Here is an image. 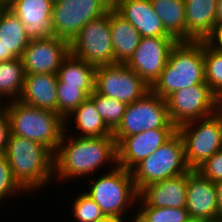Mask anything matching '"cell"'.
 Listing matches in <instances>:
<instances>
[{"instance_id": "6da1fadb", "label": "cell", "mask_w": 222, "mask_h": 222, "mask_svg": "<svg viewBox=\"0 0 222 222\" xmlns=\"http://www.w3.org/2000/svg\"><path fill=\"white\" fill-rule=\"evenodd\" d=\"M67 130L65 128L54 154V178L57 181L88 177L109 163L118 166L117 143L113 136L74 138L67 137Z\"/></svg>"}, {"instance_id": "7a4b0ae2", "label": "cell", "mask_w": 222, "mask_h": 222, "mask_svg": "<svg viewBox=\"0 0 222 222\" xmlns=\"http://www.w3.org/2000/svg\"><path fill=\"white\" fill-rule=\"evenodd\" d=\"M4 155L14 178L28 193L54 180V153L44 145L9 134Z\"/></svg>"}, {"instance_id": "3957f363", "label": "cell", "mask_w": 222, "mask_h": 222, "mask_svg": "<svg viewBox=\"0 0 222 222\" xmlns=\"http://www.w3.org/2000/svg\"><path fill=\"white\" fill-rule=\"evenodd\" d=\"M204 41H177L151 91L164 100L172 93L205 81Z\"/></svg>"}, {"instance_id": "277c9868", "label": "cell", "mask_w": 222, "mask_h": 222, "mask_svg": "<svg viewBox=\"0 0 222 222\" xmlns=\"http://www.w3.org/2000/svg\"><path fill=\"white\" fill-rule=\"evenodd\" d=\"M4 105L10 134L36 141L56 153L65 131V120L58 113L29 106L19 100Z\"/></svg>"}, {"instance_id": "5b68a950", "label": "cell", "mask_w": 222, "mask_h": 222, "mask_svg": "<svg viewBox=\"0 0 222 222\" xmlns=\"http://www.w3.org/2000/svg\"><path fill=\"white\" fill-rule=\"evenodd\" d=\"M96 181L89 183L85 193L101 208L105 216H116L124 219L126 211L137 203V191L132 173L125 168L113 166ZM125 213V215H124Z\"/></svg>"}, {"instance_id": "8992f818", "label": "cell", "mask_w": 222, "mask_h": 222, "mask_svg": "<svg viewBox=\"0 0 222 222\" xmlns=\"http://www.w3.org/2000/svg\"><path fill=\"white\" fill-rule=\"evenodd\" d=\"M190 170L185 159L183 140L177 132L169 141L137 164L131 173L139 192L147 185L188 173Z\"/></svg>"}, {"instance_id": "52a82bcc", "label": "cell", "mask_w": 222, "mask_h": 222, "mask_svg": "<svg viewBox=\"0 0 222 222\" xmlns=\"http://www.w3.org/2000/svg\"><path fill=\"white\" fill-rule=\"evenodd\" d=\"M184 143L185 159L196 170L214 153L222 149V112L177 127Z\"/></svg>"}, {"instance_id": "ba28073f", "label": "cell", "mask_w": 222, "mask_h": 222, "mask_svg": "<svg viewBox=\"0 0 222 222\" xmlns=\"http://www.w3.org/2000/svg\"><path fill=\"white\" fill-rule=\"evenodd\" d=\"M157 128L177 127L170 120L166 101L149 91L143 98L127 104L113 138L118 143L123 137Z\"/></svg>"}, {"instance_id": "9c48e42d", "label": "cell", "mask_w": 222, "mask_h": 222, "mask_svg": "<svg viewBox=\"0 0 222 222\" xmlns=\"http://www.w3.org/2000/svg\"><path fill=\"white\" fill-rule=\"evenodd\" d=\"M70 54L98 67L114 64L110 10L83 26L69 43Z\"/></svg>"}, {"instance_id": "30bf717a", "label": "cell", "mask_w": 222, "mask_h": 222, "mask_svg": "<svg viewBox=\"0 0 222 222\" xmlns=\"http://www.w3.org/2000/svg\"><path fill=\"white\" fill-rule=\"evenodd\" d=\"M111 8L112 0H59L52 6L55 36L70 43L83 26Z\"/></svg>"}, {"instance_id": "8fae6325", "label": "cell", "mask_w": 222, "mask_h": 222, "mask_svg": "<svg viewBox=\"0 0 222 222\" xmlns=\"http://www.w3.org/2000/svg\"><path fill=\"white\" fill-rule=\"evenodd\" d=\"M94 91L131 104L143 98L151 87L126 64L117 63L96 67Z\"/></svg>"}, {"instance_id": "7c38bea8", "label": "cell", "mask_w": 222, "mask_h": 222, "mask_svg": "<svg viewBox=\"0 0 222 222\" xmlns=\"http://www.w3.org/2000/svg\"><path fill=\"white\" fill-rule=\"evenodd\" d=\"M165 101L170 120L176 127L209 117L219 110V99L205 81L178 90L170 94Z\"/></svg>"}, {"instance_id": "4fadbf2b", "label": "cell", "mask_w": 222, "mask_h": 222, "mask_svg": "<svg viewBox=\"0 0 222 222\" xmlns=\"http://www.w3.org/2000/svg\"><path fill=\"white\" fill-rule=\"evenodd\" d=\"M176 42L174 37H141L139 46L125 64L151 87L165 68Z\"/></svg>"}, {"instance_id": "5bb4252c", "label": "cell", "mask_w": 222, "mask_h": 222, "mask_svg": "<svg viewBox=\"0 0 222 222\" xmlns=\"http://www.w3.org/2000/svg\"><path fill=\"white\" fill-rule=\"evenodd\" d=\"M69 53V42L56 36L31 39L21 56L24 73L56 74Z\"/></svg>"}, {"instance_id": "9a60e30c", "label": "cell", "mask_w": 222, "mask_h": 222, "mask_svg": "<svg viewBox=\"0 0 222 222\" xmlns=\"http://www.w3.org/2000/svg\"><path fill=\"white\" fill-rule=\"evenodd\" d=\"M176 133L177 128H157L123 137L117 143L118 166L131 171Z\"/></svg>"}, {"instance_id": "2e32d148", "label": "cell", "mask_w": 222, "mask_h": 222, "mask_svg": "<svg viewBox=\"0 0 222 222\" xmlns=\"http://www.w3.org/2000/svg\"><path fill=\"white\" fill-rule=\"evenodd\" d=\"M186 210L190 219L200 222L219 220L215 182L203 177L197 170L188 172Z\"/></svg>"}, {"instance_id": "e0dca14e", "label": "cell", "mask_w": 222, "mask_h": 222, "mask_svg": "<svg viewBox=\"0 0 222 222\" xmlns=\"http://www.w3.org/2000/svg\"><path fill=\"white\" fill-rule=\"evenodd\" d=\"M52 6V0H11L6 5L23 23L30 40L55 36Z\"/></svg>"}, {"instance_id": "ac0fdd59", "label": "cell", "mask_w": 222, "mask_h": 222, "mask_svg": "<svg viewBox=\"0 0 222 222\" xmlns=\"http://www.w3.org/2000/svg\"><path fill=\"white\" fill-rule=\"evenodd\" d=\"M112 8L129 21L141 37H172L153 9L151 0H112Z\"/></svg>"}, {"instance_id": "d6986e66", "label": "cell", "mask_w": 222, "mask_h": 222, "mask_svg": "<svg viewBox=\"0 0 222 222\" xmlns=\"http://www.w3.org/2000/svg\"><path fill=\"white\" fill-rule=\"evenodd\" d=\"M188 173L143 187L139 198L149 207L186 208Z\"/></svg>"}, {"instance_id": "ffe728a7", "label": "cell", "mask_w": 222, "mask_h": 222, "mask_svg": "<svg viewBox=\"0 0 222 222\" xmlns=\"http://www.w3.org/2000/svg\"><path fill=\"white\" fill-rule=\"evenodd\" d=\"M186 41H206L216 27L217 0H184Z\"/></svg>"}, {"instance_id": "44dd1931", "label": "cell", "mask_w": 222, "mask_h": 222, "mask_svg": "<svg viewBox=\"0 0 222 222\" xmlns=\"http://www.w3.org/2000/svg\"><path fill=\"white\" fill-rule=\"evenodd\" d=\"M57 83L56 74H25L19 101L57 113Z\"/></svg>"}, {"instance_id": "7402d4cb", "label": "cell", "mask_w": 222, "mask_h": 222, "mask_svg": "<svg viewBox=\"0 0 222 222\" xmlns=\"http://www.w3.org/2000/svg\"><path fill=\"white\" fill-rule=\"evenodd\" d=\"M30 38L23 23L6 6L0 11V43L3 46V61L21 58Z\"/></svg>"}, {"instance_id": "603a6c76", "label": "cell", "mask_w": 222, "mask_h": 222, "mask_svg": "<svg viewBox=\"0 0 222 222\" xmlns=\"http://www.w3.org/2000/svg\"><path fill=\"white\" fill-rule=\"evenodd\" d=\"M110 32L114 51V64H125L139 46L140 33L129 21L110 9Z\"/></svg>"}, {"instance_id": "cb8c5ba5", "label": "cell", "mask_w": 222, "mask_h": 222, "mask_svg": "<svg viewBox=\"0 0 222 222\" xmlns=\"http://www.w3.org/2000/svg\"><path fill=\"white\" fill-rule=\"evenodd\" d=\"M95 69V66L69 53L56 73L57 85L78 86L90 96L94 91Z\"/></svg>"}, {"instance_id": "d4e9b609", "label": "cell", "mask_w": 222, "mask_h": 222, "mask_svg": "<svg viewBox=\"0 0 222 222\" xmlns=\"http://www.w3.org/2000/svg\"><path fill=\"white\" fill-rule=\"evenodd\" d=\"M72 117H74L73 122H75L78 137L113 136V132L107 127L94 102L89 97L68 116L65 120V128L69 127L67 125Z\"/></svg>"}, {"instance_id": "484cf974", "label": "cell", "mask_w": 222, "mask_h": 222, "mask_svg": "<svg viewBox=\"0 0 222 222\" xmlns=\"http://www.w3.org/2000/svg\"><path fill=\"white\" fill-rule=\"evenodd\" d=\"M165 30L177 41H186V15L184 0H151Z\"/></svg>"}, {"instance_id": "4316f807", "label": "cell", "mask_w": 222, "mask_h": 222, "mask_svg": "<svg viewBox=\"0 0 222 222\" xmlns=\"http://www.w3.org/2000/svg\"><path fill=\"white\" fill-rule=\"evenodd\" d=\"M24 77L21 58L0 62V105L5 101L3 98L9 100L4 104L19 100L23 91Z\"/></svg>"}, {"instance_id": "83f0119b", "label": "cell", "mask_w": 222, "mask_h": 222, "mask_svg": "<svg viewBox=\"0 0 222 222\" xmlns=\"http://www.w3.org/2000/svg\"><path fill=\"white\" fill-rule=\"evenodd\" d=\"M203 57L205 82L212 93L220 99L222 97V50L204 41Z\"/></svg>"}, {"instance_id": "f1b7e54d", "label": "cell", "mask_w": 222, "mask_h": 222, "mask_svg": "<svg viewBox=\"0 0 222 222\" xmlns=\"http://www.w3.org/2000/svg\"><path fill=\"white\" fill-rule=\"evenodd\" d=\"M137 201L141 208L132 222H186L190 219L186 208H156L147 206L139 197Z\"/></svg>"}, {"instance_id": "f546056e", "label": "cell", "mask_w": 222, "mask_h": 222, "mask_svg": "<svg viewBox=\"0 0 222 222\" xmlns=\"http://www.w3.org/2000/svg\"><path fill=\"white\" fill-rule=\"evenodd\" d=\"M89 98L94 102L97 111L103 118L107 127L114 132L123 119L127 104L125 102L93 93Z\"/></svg>"}, {"instance_id": "4dcf8cb0", "label": "cell", "mask_w": 222, "mask_h": 222, "mask_svg": "<svg viewBox=\"0 0 222 222\" xmlns=\"http://www.w3.org/2000/svg\"><path fill=\"white\" fill-rule=\"evenodd\" d=\"M88 97L78 86L57 85V113L66 120Z\"/></svg>"}, {"instance_id": "1f68e13d", "label": "cell", "mask_w": 222, "mask_h": 222, "mask_svg": "<svg viewBox=\"0 0 222 222\" xmlns=\"http://www.w3.org/2000/svg\"><path fill=\"white\" fill-rule=\"evenodd\" d=\"M72 206L77 222H96L105 216L96 202L83 192L74 199Z\"/></svg>"}, {"instance_id": "d6a6232c", "label": "cell", "mask_w": 222, "mask_h": 222, "mask_svg": "<svg viewBox=\"0 0 222 222\" xmlns=\"http://www.w3.org/2000/svg\"><path fill=\"white\" fill-rule=\"evenodd\" d=\"M24 191L27 192L14 178L7 158L5 155H0V202L7 200L13 193L22 194Z\"/></svg>"}, {"instance_id": "836d02e7", "label": "cell", "mask_w": 222, "mask_h": 222, "mask_svg": "<svg viewBox=\"0 0 222 222\" xmlns=\"http://www.w3.org/2000/svg\"><path fill=\"white\" fill-rule=\"evenodd\" d=\"M196 170L213 182L222 180V149L214 153Z\"/></svg>"}, {"instance_id": "e575fe53", "label": "cell", "mask_w": 222, "mask_h": 222, "mask_svg": "<svg viewBox=\"0 0 222 222\" xmlns=\"http://www.w3.org/2000/svg\"><path fill=\"white\" fill-rule=\"evenodd\" d=\"M10 134L9 118L5 105H0V155H4L7 147L8 137Z\"/></svg>"}, {"instance_id": "d590c367", "label": "cell", "mask_w": 222, "mask_h": 222, "mask_svg": "<svg viewBox=\"0 0 222 222\" xmlns=\"http://www.w3.org/2000/svg\"><path fill=\"white\" fill-rule=\"evenodd\" d=\"M206 41L213 47L222 50V23L216 25L213 34Z\"/></svg>"}, {"instance_id": "8d00e7d4", "label": "cell", "mask_w": 222, "mask_h": 222, "mask_svg": "<svg viewBox=\"0 0 222 222\" xmlns=\"http://www.w3.org/2000/svg\"><path fill=\"white\" fill-rule=\"evenodd\" d=\"M217 202L219 207V220H222V180L215 182Z\"/></svg>"}, {"instance_id": "74e56055", "label": "cell", "mask_w": 222, "mask_h": 222, "mask_svg": "<svg viewBox=\"0 0 222 222\" xmlns=\"http://www.w3.org/2000/svg\"><path fill=\"white\" fill-rule=\"evenodd\" d=\"M222 23V0H217L216 25Z\"/></svg>"}, {"instance_id": "f35d334b", "label": "cell", "mask_w": 222, "mask_h": 222, "mask_svg": "<svg viewBox=\"0 0 222 222\" xmlns=\"http://www.w3.org/2000/svg\"><path fill=\"white\" fill-rule=\"evenodd\" d=\"M96 222H126V221L116 216H104L103 218L97 220Z\"/></svg>"}, {"instance_id": "ab89813d", "label": "cell", "mask_w": 222, "mask_h": 222, "mask_svg": "<svg viewBox=\"0 0 222 222\" xmlns=\"http://www.w3.org/2000/svg\"><path fill=\"white\" fill-rule=\"evenodd\" d=\"M0 62H3V46L0 43Z\"/></svg>"}, {"instance_id": "60d3db41", "label": "cell", "mask_w": 222, "mask_h": 222, "mask_svg": "<svg viewBox=\"0 0 222 222\" xmlns=\"http://www.w3.org/2000/svg\"><path fill=\"white\" fill-rule=\"evenodd\" d=\"M219 111L222 112V97L219 99Z\"/></svg>"}, {"instance_id": "b9f144b4", "label": "cell", "mask_w": 222, "mask_h": 222, "mask_svg": "<svg viewBox=\"0 0 222 222\" xmlns=\"http://www.w3.org/2000/svg\"><path fill=\"white\" fill-rule=\"evenodd\" d=\"M3 4L6 6L11 0H1Z\"/></svg>"}, {"instance_id": "7bdbcfd3", "label": "cell", "mask_w": 222, "mask_h": 222, "mask_svg": "<svg viewBox=\"0 0 222 222\" xmlns=\"http://www.w3.org/2000/svg\"><path fill=\"white\" fill-rule=\"evenodd\" d=\"M5 7V5L3 4V2L0 0V11Z\"/></svg>"}, {"instance_id": "ee69618b", "label": "cell", "mask_w": 222, "mask_h": 222, "mask_svg": "<svg viewBox=\"0 0 222 222\" xmlns=\"http://www.w3.org/2000/svg\"><path fill=\"white\" fill-rule=\"evenodd\" d=\"M186 222H200V221H198V220H194V219H189V220L186 221Z\"/></svg>"}]
</instances>
